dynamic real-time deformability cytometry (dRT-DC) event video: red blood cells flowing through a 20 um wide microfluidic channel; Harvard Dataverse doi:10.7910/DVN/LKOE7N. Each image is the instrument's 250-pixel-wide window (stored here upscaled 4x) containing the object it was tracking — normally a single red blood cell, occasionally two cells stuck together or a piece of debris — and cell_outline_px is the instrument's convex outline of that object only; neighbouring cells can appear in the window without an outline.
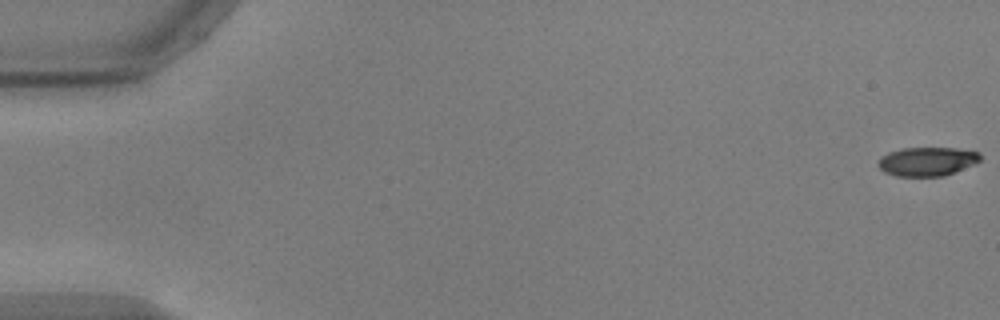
{"species": "common noctule bat (a hibernating species)", "species_latin": "Nyctalus noctula", "temperature_condition": "warm", "stored_images_in_passage": 56, "camera_frame_rate_fps": 3000, "um_per_image_px": 0.085, "animal": {"sex": "male", "body_mass_g": 17.9, "forearm_length_mm": 54.2}, "frame": {"image": 1, "passage_image": 1, "time_ms": 0.0, "image_size_px": [1000, 320], "cell_outline_px": [[980, 160], [972, 164], [944, 176], [896, 176], [884, 172], [880, 168], [880, 156], [888, 152], [904, 148], [956, 148], [980, 152]], "centroid_in_image_um": [78.79, 13.72], "position_along_channel_um": 6.2, "area_um2": 16.94}}
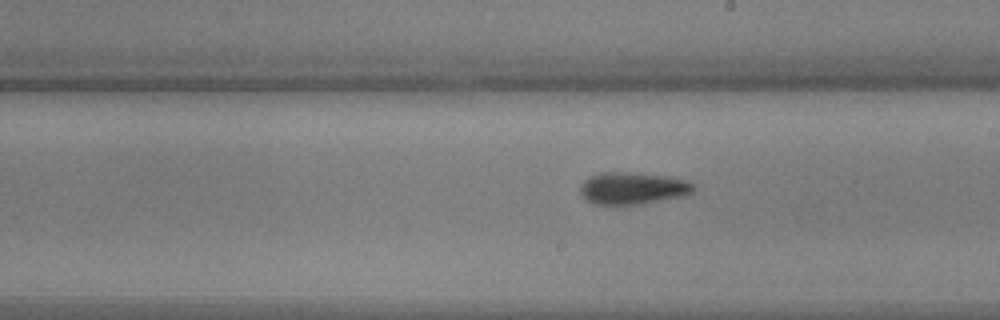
{"frame": {"image": 2, "passage_image": 32, "time_ms": 10.333, "image_size_px": [1000, 320], "cell_outline_px": [[696, 188], [692, 192], [684, 196], [640, 204], [596, 204], [588, 200], [580, 192], [580, 184], [588, 176], [600, 172], [636, 172], [668, 176], [688, 180], [696, 184]], "centroid_in_image_um": [53.82, 15.97], "position_along_channel_um": 235.2, "area_um2": 21.44}}
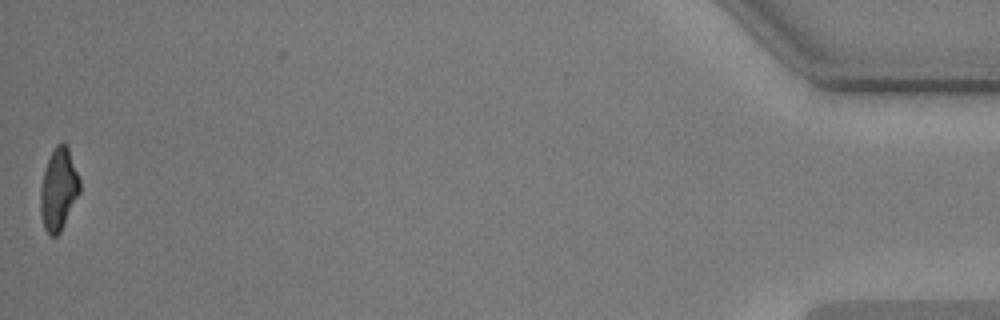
{"frame": {"image": 3, "passage_image": 55, "time_ms": 18.0, "image_size_px": [1000, 320], "cell_outline_px": [[80, 192], [60, 232], [56, 236], [48, 236], [44, 228], [40, 212], [40, 188], [44, 172], [48, 160], [56, 144], [64, 144], [68, 148], [80, 180]], "centroid_in_image_um": [4.97, 16.14], "position_along_channel_um": 430.2, "area_um2": 18.55}, "authors_computed_cell_mechanics": {"area_um2": 19.5942, "velocity_mm_per_s": 3.7332, "shape_relaxation_time_tau1_ms": 4.3385, "shape_relaxation_time_tau2_ms": 3.9491, "deformation_change_tau1": 0.1501, "deformation_change_tau2": 0.1188}}